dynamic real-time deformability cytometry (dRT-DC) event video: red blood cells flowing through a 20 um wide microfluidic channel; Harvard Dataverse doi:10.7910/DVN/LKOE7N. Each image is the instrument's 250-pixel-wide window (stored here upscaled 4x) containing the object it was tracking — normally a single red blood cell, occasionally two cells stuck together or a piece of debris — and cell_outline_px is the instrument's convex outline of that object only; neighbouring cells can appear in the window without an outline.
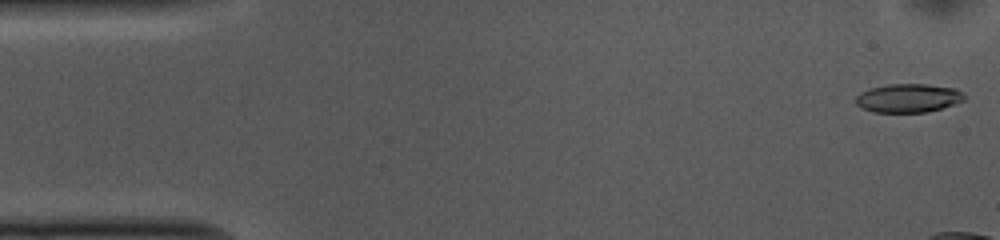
{"species": "common noctule bat (a hibernating species)", "species_latin": "Nyctalus noctula", "temperature_condition": "cold", "stored_images_in_passage": 10, "camera_frame_rate_fps": 3000, "um_per_image_px": 0.085, "animal": {"sex": "female", "body_mass_g": 10.0, "forearm_length_mm": 53.1}, "frame": {"image": 1, "passage_image": 1, "time_ms": 0.0, "image_size_px": [1000, 240], "cell_outline_px": [[964, 100], [928, 112], [872, 112], [860, 108], [856, 104], [856, 96], [860, 92], [868, 88], [888, 84], [924, 84], [956, 88], [964, 96]], "centroid_in_image_um": [77.13, 8.33], "position_along_channel_um": 7.9, "area_um2": 18.09}}